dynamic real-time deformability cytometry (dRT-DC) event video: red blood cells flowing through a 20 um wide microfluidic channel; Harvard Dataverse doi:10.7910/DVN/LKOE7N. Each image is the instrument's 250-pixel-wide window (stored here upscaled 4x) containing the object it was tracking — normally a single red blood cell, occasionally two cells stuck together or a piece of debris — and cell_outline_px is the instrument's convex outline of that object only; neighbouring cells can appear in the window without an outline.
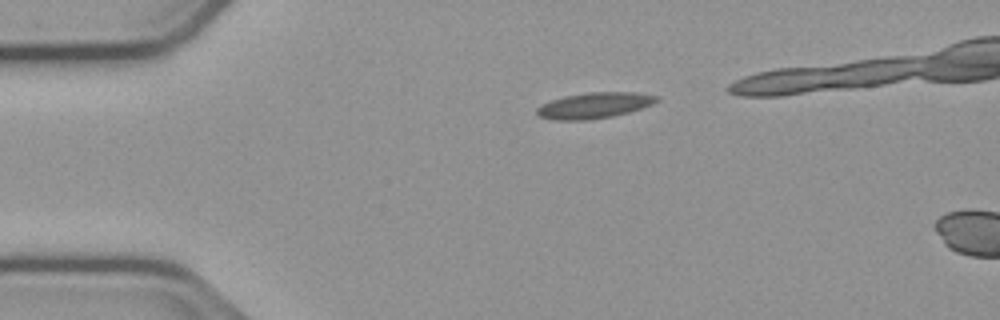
{"species": "common noctule bat (a hibernating species)", "species_latin": "Nyctalus noctula", "temperature_condition": "cold", "stored_images_in_passage": 4, "camera_frame_rate_fps": 3000, "um_per_image_px": 0.085, "animal": {"sex": "male", "body_mass_g": 23.1, "forearm_length_mm": 52.7}, "frame": {"image": 1, "passage_image": 1, "time_ms": 0.0, "image_size_px": [1000, 320], "cell_outline_px": [[660, 100], [652, 104], [628, 112], [612, 116], [588, 120], [556, 120], [540, 116], [536, 112], [536, 108], [552, 100], [564, 96], [588, 92], [636, 92], [660, 96]], "centroid_in_image_um": [50.55, 8.95], "position_along_channel_um": 34.4, "area_um2": 17.92}}